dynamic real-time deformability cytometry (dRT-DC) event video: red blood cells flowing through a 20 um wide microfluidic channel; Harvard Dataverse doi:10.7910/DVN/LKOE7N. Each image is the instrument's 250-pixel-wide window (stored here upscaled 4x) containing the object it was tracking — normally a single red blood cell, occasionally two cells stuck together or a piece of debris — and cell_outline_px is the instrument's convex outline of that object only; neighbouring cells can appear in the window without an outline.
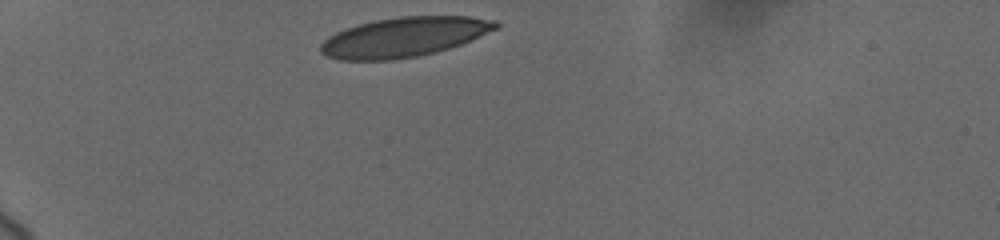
{"species": "human", "species_latin": "Homo sapiens", "temperature_condition": "cold", "stored_images_in_passage": 42, "camera_frame_rate_fps": 3000, "um_per_image_px": 0.085, "donor": {"sex": "female"}, "frame": {"image": 1, "passage_image": 1, "time_ms": 0.0, "image_size_px": [1000, 240], "cell_outline_px": [[500, 24], [496, 28], [460, 44], [448, 48], [416, 56], [392, 60], [340, 60], [328, 56], [320, 52], [320, 44], [328, 36], [336, 32], [360, 24], [376, 20], [400, 16], [472, 16], [496, 20]], "centroid_in_image_um": [34.32, 3.14], "position_along_channel_um": 50.7, "area_um2": 40.0}}
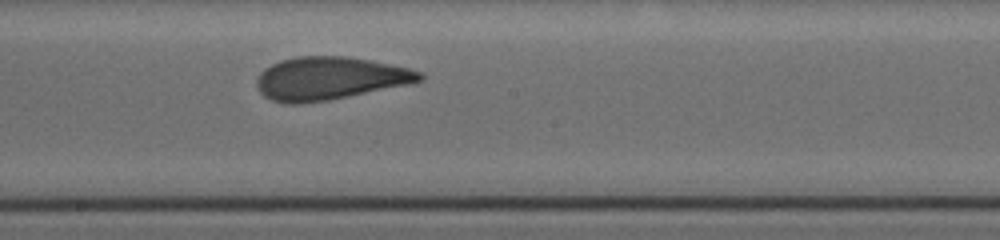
{"frame": {"image": 2, "passage_image": 24, "time_ms": 5.667, "image_size_px": [1000, 240], "cell_outline_px": [[424, 80], [412, 84], [328, 100], [296, 104], [288, 104], [272, 100], [264, 96], [260, 92], [256, 84], [256, 80], [260, 72], [264, 68], [280, 60], [296, 56], [348, 56], [412, 68], [424, 72]], "centroid_in_image_um": [28.06, 6.65], "position_along_channel_um": 220.1, "area_um2": 41.15}}
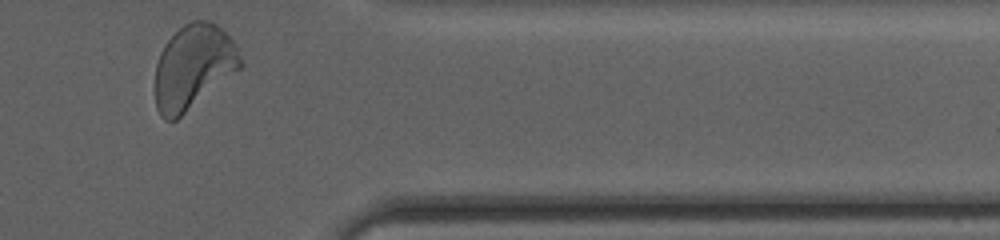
{"frame": {"image": 3, "passage_image": 42, "time_ms": 10.667, "image_size_px": [1000, 240], "cell_outline_px": [[244, 64], [240, 68], [176, 120], [164, 120], [160, 116], [156, 108], [156, 64], [160, 52], [164, 44], [184, 24], [192, 20], [208, 20], [216, 24], [236, 44]], "centroid_in_image_um": [16.43, 5.67], "position_along_channel_um": 395.0, "area_um2": 41.56}, "authors_computed_cell_mechanics": {"area_um2": 40.3155, "velocity_mm_per_s": 3.664, "shape_relaxation_time_tau1_ms": 4.131, "shape_relaxation_time_tau2_ms": 1.0074, "deformation_change_tau1": 0.1515, "deformation_change_tau2": 0.0723}}